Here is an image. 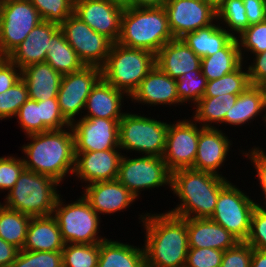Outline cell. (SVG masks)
Masks as SVG:
<instances>
[{
	"label": "cell",
	"mask_w": 266,
	"mask_h": 267,
	"mask_svg": "<svg viewBox=\"0 0 266 267\" xmlns=\"http://www.w3.org/2000/svg\"><path fill=\"white\" fill-rule=\"evenodd\" d=\"M144 216L146 267H184L189 249L187 219L169 212Z\"/></svg>",
	"instance_id": "1"
},
{
	"label": "cell",
	"mask_w": 266,
	"mask_h": 267,
	"mask_svg": "<svg viewBox=\"0 0 266 267\" xmlns=\"http://www.w3.org/2000/svg\"><path fill=\"white\" fill-rule=\"evenodd\" d=\"M228 182L221 175L206 171L192 168L175 170L171 172L169 187L178 195L181 204L168 212L186 219L210 218L215 210L219 192Z\"/></svg>",
	"instance_id": "2"
},
{
	"label": "cell",
	"mask_w": 266,
	"mask_h": 267,
	"mask_svg": "<svg viewBox=\"0 0 266 267\" xmlns=\"http://www.w3.org/2000/svg\"><path fill=\"white\" fill-rule=\"evenodd\" d=\"M64 129L48 130L31 134L32 142L23 146L27 159H23L25 169L52 177L60 183L75 167L74 133ZM29 159V160H28Z\"/></svg>",
	"instance_id": "3"
},
{
	"label": "cell",
	"mask_w": 266,
	"mask_h": 267,
	"mask_svg": "<svg viewBox=\"0 0 266 267\" xmlns=\"http://www.w3.org/2000/svg\"><path fill=\"white\" fill-rule=\"evenodd\" d=\"M173 39L164 7H125L118 44L156 54Z\"/></svg>",
	"instance_id": "4"
},
{
	"label": "cell",
	"mask_w": 266,
	"mask_h": 267,
	"mask_svg": "<svg viewBox=\"0 0 266 267\" xmlns=\"http://www.w3.org/2000/svg\"><path fill=\"white\" fill-rule=\"evenodd\" d=\"M58 184L50 176L24 169L3 206L30 217L53 215L60 196L55 190Z\"/></svg>",
	"instance_id": "5"
},
{
	"label": "cell",
	"mask_w": 266,
	"mask_h": 267,
	"mask_svg": "<svg viewBox=\"0 0 266 267\" xmlns=\"http://www.w3.org/2000/svg\"><path fill=\"white\" fill-rule=\"evenodd\" d=\"M155 65L154 53L113 43L102 78L130 97Z\"/></svg>",
	"instance_id": "6"
},
{
	"label": "cell",
	"mask_w": 266,
	"mask_h": 267,
	"mask_svg": "<svg viewBox=\"0 0 266 267\" xmlns=\"http://www.w3.org/2000/svg\"><path fill=\"white\" fill-rule=\"evenodd\" d=\"M168 125L149 117L125 113L119 121V148L162 157Z\"/></svg>",
	"instance_id": "7"
},
{
	"label": "cell",
	"mask_w": 266,
	"mask_h": 267,
	"mask_svg": "<svg viewBox=\"0 0 266 267\" xmlns=\"http://www.w3.org/2000/svg\"><path fill=\"white\" fill-rule=\"evenodd\" d=\"M65 244H95L102 242L97 237L99 214L82 196L74 203L63 205L60 196L53 212Z\"/></svg>",
	"instance_id": "8"
},
{
	"label": "cell",
	"mask_w": 266,
	"mask_h": 267,
	"mask_svg": "<svg viewBox=\"0 0 266 267\" xmlns=\"http://www.w3.org/2000/svg\"><path fill=\"white\" fill-rule=\"evenodd\" d=\"M42 21L30 0H0V52L8 57Z\"/></svg>",
	"instance_id": "9"
},
{
	"label": "cell",
	"mask_w": 266,
	"mask_h": 267,
	"mask_svg": "<svg viewBox=\"0 0 266 267\" xmlns=\"http://www.w3.org/2000/svg\"><path fill=\"white\" fill-rule=\"evenodd\" d=\"M257 205L235 185L228 182L220 190L215 210L209 219L221 225L240 242H245L250 233L251 218Z\"/></svg>",
	"instance_id": "10"
},
{
	"label": "cell",
	"mask_w": 266,
	"mask_h": 267,
	"mask_svg": "<svg viewBox=\"0 0 266 267\" xmlns=\"http://www.w3.org/2000/svg\"><path fill=\"white\" fill-rule=\"evenodd\" d=\"M60 30L85 66L102 67L110 53L113 42L95 32L88 24L72 13Z\"/></svg>",
	"instance_id": "11"
},
{
	"label": "cell",
	"mask_w": 266,
	"mask_h": 267,
	"mask_svg": "<svg viewBox=\"0 0 266 267\" xmlns=\"http://www.w3.org/2000/svg\"><path fill=\"white\" fill-rule=\"evenodd\" d=\"M117 180L134 196L139 190L151 189L164 184L171 185V171L163 157L144 155L138 158L122 156Z\"/></svg>",
	"instance_id": "12"
},
{
	"label": "cell",
	"mask_w": 266,
	"mask_h": 267,
	"mask_svg": "<svg viewBox=\"0 0 266 267\" xmlns=\"http://www.w3.org/2000/svg\"><path fill=\"white\" fill-rule=\"evenodd\" d=\"M102 78V69L97 66H84L81 70L62 75L57 94L59 109L64 119L71 125L75 115L85 108L87 97Z\"/></svg>",
	"instance_id": "13"
},
{
	"label": "cell",
	"mask_w": 266,
	"mask_h": 267,
	"mask_svg": "<svg viewBox=\"0 0 266 267\" xmlns=\"http://www.w3.org/2000/svg\"><path fill=\"white\" fill-rule=\"evenodd\" d=\"M164 8L174 38L207 27L217 19L216 6L206 0H167Z\"/></svg>",
	"instance_id": "14"
},
{
	"label": "cell",
	"mask_w": 266,
	"mask_h": 267,
	"mask_svg": "<svg viewBox=\"0 0 266 267\" xmlns=\"http://www.w3.org/2000/svg\"><path fill=\"white\" fill-rule=\"evenodd\" d=\"M119 121L83 117L70 126L74 133L75 152L105 151L119 148Z\"/></svg>",
	"instance_id": "15"
},
{
	"label": "cell",
	"mask_w": 266,
	"mask_h": 267,
	"mask_svg": "<svg viewBox=\"0 0 266 267\" xmlns=\"http://www.w3.org/2000/svg\"><path fill=\"white\" fill-rule=\"evenodd\" d=\"M200 128L191 121L183 120L168 125V133L163 159L173 172L194 165L198 147Z\"/></svg>",
	"instance_id": "16"
},
{
	"label": "cell",
	"mask_w": 266,
	"mask_h": 267,
	"mask_svg": "<svg viewBox=\"0 0 266 267\" xmlns=\"http://www.w3.org/2000/svg\"><path fill=\"white\" fill-rule=\"evenodd\" d=\"M125 7L107 0H84L74 4L73 13L95 32L117 43Z\"/></svg>",
	"instance_id": "17"
},
{
	"label": "cell",
	"mask_w": 266,
	"mask_h": 267,
	"mask_svg": "<svg viewBox=\"0 0 266 267\" xmlns=\"http://www.w3.org/2000/svg\"><path fill=\"white\" fill-rule=\"evenodd\" d=\"M122 155L115 149L93 152H75L74 173L90 184L118 178Z\"/></svg>",
	"instance_id": "18"
},
{
	"label": "cell",
	"mask_w": 266,
	"mask_h": 267,
	"mask_svg": "<svg viewBox=\"0 0 266 267\" xmlns=\"http://www.w3.org/2000/svg\"><path fill=\"white\" fill-rule=\"evenodd\" d=\"M60 29L53 22L42 21L27 35L23 42L8 56L19 67V72L29 65L45 62L50 38Z\"/></svg>",
	"instance_id": "19"
},
{
	"label": "cell",
	"mask_w": 266,
	"mask_h": 267,
	"mask_svg": "<svg viewBox=\"0 0 266 267\" xmlns=\"http://www.w3.org/2000/svg\"><path fill=\"white\" fill-rule=\"evenodd\" d=\"M155 64L175 80L190 71L201 70V58L181 38L167 42L155 54Z\"/></svg>",
	"instance_id": "20"
},
{
	"label": "cell",
	"mask_w": 266,
	"mask_h": 267,
	"mask_svg": "<svg viewBox=\"0 0 266 267\" xmlns=\"http://www.w3.org/2000/svg\"><path fill=\"white\" fill-rule=\"evenodd\" d=\"M87 186L83 197L97 214L124 210L136 199V196L117 179L95 182Z\"/></svg>",
	"instance_id": "21"
},
{
	"label": "cell",
	"mask_w": 266,
	"mask_h": 267,
	"mask_svg": "<svg viewBox=\"0 0 266 267\" xmlns=\"http://www.w3.org/2000/svg\"><path fill=\"white\" fill-rule=\"evenodd\" d=\"M197 153L192 169L216 175L230 148L229 139L220 130L200 127Z\"/></svg>",
	"instance_id": "22"
},
{
	"label": "cell",
	"mask_w": 266,
	"mask_h": 267,
	"mask_svg": "<svg viewBox=\"0 0 266 267\" xmlns=\"http://www.w3.org/2000/svg\"><path fill=\"white\" fill-rule=\"evenodd\" d=\"M189 248L226 251L240 242L229 231L209 218H187Z\"/></svg>",
	"instance_id": "23"
},
{
	"label": "cell",
	"mask_w": 266,
	"mask_h": 267,
	"mask_svg": "<svg viewBox=\"0 0 266 267\" xmlns=\"http://www.w3.org/2000/svg\"><path fill=\"white\" fill-rule=\"evenodd\" d=\"M131 98L149 104H179L176 80L161 71L156 65L141 81Z\"/></svg>",
	"instance_id": "24"
},
{
	"label": "cell",
	"mask_w": 266,
	"mask_h": 267,
	"mask_svg": "<svg viewBox=\"0 0 266 267\" xmlns=\"http://www.w3.org/2000/svg\"><path fill=\"white\" fill-rule=\"evenodd\" d=\"M65 242L53 215L31 217L22 250L27 251H62Z\"/></svg>",
	"instance_id": "25"
},
{
	"label": "cell",
	"mask_w": 266,
	"mask_h": 267,
	"mask_svg": "<svg viewBox=\"0 0 266 267\" xmlns=\"http://www.w3.org/2000/svg\"><path fill=\"white\" fill-rule=\"evenodd\" d=\"M21 78L26 83L30 99L44 101L57 98L62 75L47 62H40L23 68Z\"/></svg>",
	"instance_id": "26"
},
{
	"label": "cell",
	"mask_w": 266,
	"mask_h": 267,
	"mask_svg": "<svg viewBox=\"0 0 266 267\" xmlns=\"http://www.w3.org/2000/svg\"><path fill=\"white\" fill-rule=\"evenodd\" d=\"M124 93L101 78L87 97L85 110L89 111L84 117L121 120L125 114L120 112Z\"/></svg>",
	"instance_id": "27"
},
{
	"label": "cell",
	"mask_w": 266,
	"mask_h": 267,
	"mask_svg": "<svg viewBox=\"0 0 266 267\" xmlns=\"http://www.w3.org/2000/svg\"><path fill=\"white\" fill-rule=\"evenodd\" d=\"M97 267H146L144 249L105 238L99 243Z\"/></svg>",
	"instance_id": "28"
},
{
	"label": "cell",
	"mask_w": 266,
	"mask_h": 267,
	"mask_svg": "<svg viewBox=\"0 0 266 267\" xmlns=\"http://www.w3.org/2000/svg\"><path fill=\"white\" fill-rule=\"evenodd\" d=\"M239 46L237 37H233L214 55L201 58V71L207 81L219 79L242 64V49Z\"/></svg>",
	"instance_id": "29"
},
{
	"label": "cell",
	"mask_w": 266,
	"mask_h": 267,
	"mask_svg": "<svg viewBox=\"0 0 266 267\" xmlns=\"http://www.w3.org/2000/svg\"><path fill=\"white\" fill-rule=\"evenodd\" d=\"M233 37L231 32L220 25L211 24L194 32L186 33L181 39L200 58L212 56L222 49Z\"/></svg>",
	"instance_id": "30"
},
{
	"label": "cell",
	"mask_w": 266,
	"mask_h": 267,
	"mask_svg": "<svg viewBox=\"0 0 266 267\" xmlns=\"http://www.w3.org/2000/svg\"><path fill=\"white\" fill-rule=\"evenodd\" d=\"M264 94L260 86L250 85L236 99L230 112H226L224 123L241 125L265 110Z\"/></svg>",
	"instance_id": "31"
},
{
	"label": "cell",
	"mask_w": 266,
	"mask_h": 267,
	"mask_svg": "<svg viewBox=\"0 0 266 267\" xmlns=\"http://www.w3.org/2000/svg\"><path fill=\"white\" fill-rule=\"evenodd\" d=\"M45 62L61 75L81 70L85 65L59 29L49 40Z\"/></svg>",
	"instance_id": "32"
},
{
	"label": "cell",
	"mask_w": 266,
	"mask_h": 267,
	"mask_svg": "<svg viewBox=\"0 0 266 267\" xmlns=\"http://www.w3.org/2000/svg\"><path fill=\"white\" fill-rule=\"evenodd\" d=\"M31 217L0 203V237L22 250Z\"/></svg>",
	"instance_id": "33"
},
{
	"label": "cell",
	"mask_w": 266,
	"mask_h": 267,
	"mask_svg": "<svg viewBox=\"0 0 266 267\" xmlns=\"http://www.w3.org/2000/svg\"><path fill=\"white\" fill-rule=\"evenodd\" d=\"M239 94H222L216 97H202L196 104L194 119L203 121V128H214L210 123H223L226 112H230ZM206 123V124H205Z\"/></svg>",
	"instance_id": "34"
},
{
	"label": "cell",
	"mask_w": 266,
	"mask_h": 267,
	"mask_svg": "<svg viewBox=\"0 0 266 267\" xmlns=\"http://www.w3.org/2000/svg\"><path fill=\"white\" fill-rule=\"evenodd\" d=\"M242 64L223 77L207 82L203 97H216L222 94H240L250 86L248 72L241 70Z\"/></svg>",
	"instance_id": "35"
},
{
	"label": "cell",
	"mask_w": 266,
	"mask_h": 267,
	"mask_svg": "<svg viewBox=\"0 0 266 267\" xmlns=\"http://www.w3.org/2000/svg\"><path fill=\"white\" fill-rule=\"evenodd\" d=\"M99 243L65 244L62 250L63 267H97Z\"/></svg>",
	"instance_id": "36"
},
{
	"label": "cell",
	"mask_w": 266,
	"mask_h": 267,
	"mask_svg": "<svg viewBox=\"0 0 266 267\" xmlns=\"http://www.w3.org/2000/svg\"><path fill=\"white\" fill-rule=\"evenodd\" d=\"M217 19H222L234 32L241 34L249 27L243 0H223L217 7Z\"/></svg>",
	"instance_id": "37"
},
{
	"label": "cell",
	"mask_w": 266,
	"mask_h": 267,
	"mask_svg": "<svg viewBox=\"0 0 266 267\" xmlns=\"http://www.w3.org/2000/svg\"><path fill=\"white\" fill-rule=\"evenodd\" d=\"M207 82V78L201 70L183 74L176 80L177 93L181 103L192 100L196 105L205 93Z\"/></svg>",
	"instance_id": "38"
},
{
	"label": "cell",
	"mask_w": 266,
	"mask_h": 267,
	"mask_svg": "<svg viewBox=\"0 0 266 267\" xmlns=\"http://www.w3.org/2000/svg\"><path fill=\"white\" fill-rule=\"evenodd\" d=\"M44 21L58 25L65 22L73 13L72 0H30Z\"/></svg>",
	"instance_id": "39"
},
{
	"label": "cell",
	"mask_w": 266,
	"mask_h": 267,
	"mask_svg": "<svg viewBox=\"0 0 266 267\" xmlns=\"http://www.w3.org/2000/svg\"><path fill=\"white\" fill-rule=\"evenodd\" d=\"M11 267H63L62 251L19 250Z\"/></svg>",
	"instance_id": "40"
},
{
	"label": "cell",
	"mask_w": 266,
	"mask_h": 267,
	"mask_svg": "<svg viewBox=\"0 0 266 267\" xmlns=\"http://www.w3.org/2000/svg\"><path fill=\"white\" fill-rule=\"evenodd\" d=\"M28 99V89L21 78L9 90L0 93V119L16 116L20 107Z\"/></svg>",
	"instance_id": "41"
},
{
	"label": "cell",
	"mask_w": 266,
	"mask_h": 267,
	"mask_svg": "<svg viewBox=\"0 0 266 267\" xmlns=\"http://www.w3.org/2000/svg\"><path fill=\"white\" fill-rule=\"evenodd\" d=\"M40 119L41 132L63 129V126L70 127L61 114L57 98L40 101Z\"/></svg>",
	"instance_id": "42"
},
{
	"label": "cell",
	"mask_w": 266,
	"mask_h": 267,
	"mask_svg": "<svg viewBox=\"0 0 266 267\" xmlns=\"http://www.w3.org/2000/svg\"><path fill=\"white\" fill-rule=\"evenodd\" d=\"M15 117H18L20 126L27 135L41 133L40 100L29 98L20 107Z\"/></svg>",
	"instance_id": "43"
},
{
	"label": "cell",
	"mask_w": 266,
	"mask_h": 267,
	"mask_svg": "<svg viewBox=\"0 0 266 267\" xmlns=\"http://www.w3.org/2000/svg\"><path fill=\"white\" fill-rule=\"evenodd\" d=\"M239 36V47H244L254 54L266 51V20L249 26Z\"/></svg>",
	"instance_id": "44"
},
{
	"label": "cell",
	"mask_w": 266,
	"mask_h": 267,
	"mask_svg": "<svg viewBox=\"0 0 266 267\" xmlns=\"http://www.w3.org/2000/svg\"><path fill=\"white\" fill-rule=\"evenodd\" d=\"M245 242L253 248L266 251V209L260 204L253 211L250 233Z\"/></svg>",
	"instance_id": "45"
},
{
	"label": "cell",
	"mask_w": 266,
	"mask_h": 267,
	"mask_svg": "<svg viewBox=\"0 0 266 267\" xmlns=\"http://www.w3.org/2000/svg\"><path fill=\"white\" fill-rule=\"evenodd\" d=\"M223 254L213 248H189L185 267H220Z\"/></svg>",
	"instance_id": "46"
},
{
	"label": "cell",
	"mask_w": 266,
	"mask_h": 267,
	"mask_svg": "<svg viewBox=\"0 0 266 267\" xmlns=\"http://www.w3.org/2000/svg\"><path fill=\"white\" fill-rule=\"evenodd\" d=\"M25 169L23 159L0 157V190H11Z\"/></svg>",
	"instance_id": "47"
},
{
	"label": "cell",
	"mask_w": 266,
	"mask_h": 267,
	"mask_svg": "<svg viewBox=\"0 0 266 267\" xmlns=\"http://www.w3.org/2000/svg\"><path fill=\"white\" fill-rule=\"evenodd\" d=\"M253 247L246 242H238L224 251L220 267H251Z\"/></svg>",
	"instance_id": "48"
},
{
	"label": "cell",
	"mask_w": 266,
	"mask_h": 267,
	"mask_svg": "<svg viewBox=\"0 0 266 267\" xmlns=\"http://www.w3.org/2000/svg\"><path fill=\"white\" fill-rule=\"evenodd\" d=\"M17 67L8 57L0 63V93L9 90L21 79V72L17 73Z\"/></svg>",
	"instance_id": "49"
},
{
	"label": "cell",
	"mask_w": 266,
	"mask_h": 267,
	"mask_svg": "<svg viewBox=\"0 0 266 267\" xmlns=\"http://www.w3.org/2000/svg\"><path fill=\"white\" fill-rule=\"evenodd\" d=\"M254 65L248 67V76L251 85L261 86L266 82V51L255 54Z\"/></svg>",
	"instance_id": "50"
},
{
	"label": "cell",
	"mask_w": 266,
	"mask_h": 267,
	"mask_svg": "<svg viewBox=\"0 0 266 267\" xmlns=\"http://www.w3.org/2000/svg\"><path fill=\"white\" fill-rule=\"evenodd\" d=\"M249 26L266 20V0H243Z\"/></svg>",
	"instance_id": "51"
},
{
	"label": "cell",
	"mask_w": 266,
	"mask_h": 267,
	"mask_svg": "<svg viewBox=\"0 0 266 267\" xmlns=\"http://www.w3.org/2000/svg\"><path fill=\"white\" fill-rule=\"evenodd\" d=\"M249 158L253 161L254 166L256 167L255 169H257V175L266 199V153L263 152V150L254 148L251 151Z\"/></svg>",
	"instance_id": "52"
},
{
	"label": "cell",
	"mask_w": 266,
	"mask_h": 267,
	"mask_svg": "<svg viewBox=\"0 0 266 267\" xmlns=\"http://www.w3.org/2000/svg\"><path fill=\"white\" fill-rule=\"evenodd\" d=\"M18 253L19 249L17 247L0 237V267H11Z\"/></svg>",
	"instance_id": "53"
},
{
	"label": "cell",
	"mask_w": 266,
	"mask_h": 267,
	"mask_svg": "<svg viewBox=\"0 0 266 267\" xmlns=\"http://www.w3.org/2000/svg\"><path fill=\"white\" fill-rule=\"evenodd\" d=\"M167 0H128V7L133 8H152L164 7Z\"/></svg>",
	"instance_id": "54"
},
{
	"label": "cell",
	"mask_w": 266,
	"mask_h": 267,
	"mask_svg": "<svg viewBox=\"0 0 266 267\" xmlns=\"http://www.w3.org/2000/svg\"><path fill=\"white\" fill-rule=\"evenodd\" d=\"M251 267H266V251L253 248Z\"/></svg>",
	"instance_id": "55"
},
{
	"label": "cell",
	"mask_w": 266,
	"mask_h": 267,
	"mask_svg": "<svg viewBox=\"0 0 266 267\" xmlns=\"http://www.w3.org/2000/svg\"><path fill=\"white\" fill-rule=\"evenodd\" d=\"M107 1L117 3L123 7H128V0H107Z\"/></svg>",
	"instance_id": "56"
},
{
	"label": "cell",
	"mask_w": 266,
	"mask_h": 267,
	"mask_svg": "<svg viewBox=\"0 0 266 267\" xmlns=\"http://www.w3.org/2000/svg\"><path fill=\"white\" fill-rule=\"evenodd\" d=\"M260 87H261L262 90H263V94H264V104H265V108H266V82L263 83ZM264 119H265V122H266V114H265Z\"/></svg>",
	"instance_id": "57"
},
{
	"label": "cell",
	"mask_w": 266,
	"mask_h": 267,
	"mask_svg": "<svg viewBox=\"0 0 266 267\" xmlns=\"http://www.w3.org/2000/svg\"><path fill=\"white\" fill-rule=\"evenodd\" d=\"M206 1L213 3L217 7L223 0H206Z\"/></svg>",
	"instance_id": "58"
},
{
	"label": "cell",
	"mask_w": 266,
	"mask_h": 267,
	"mask_svg": "<svg viewBox=\"0 0 266 267\" xmlns=\"http://www.w3.org/2000/svg\"><path fill=\"white\" fill-rule=\"evenodd\" d=\"M6 57L0 52V63L5 59Z\"/></svg>",
	"instance_id": "59"
},
{
	"label": "cell",
	"mask_w": 266,
	"mask_h": 267,
	"mask_svg": "<svg viewBox=\"0 0 266 267\" xmlns=\"http://www.w3.org/2000/svg\"><path fill=\"white\" fill-rule=\"evenodd\" d=\"M81 1H84V0H74V4L81 2Z\"/></svg>",
	"instance_id": "60"
}]
</instances>
